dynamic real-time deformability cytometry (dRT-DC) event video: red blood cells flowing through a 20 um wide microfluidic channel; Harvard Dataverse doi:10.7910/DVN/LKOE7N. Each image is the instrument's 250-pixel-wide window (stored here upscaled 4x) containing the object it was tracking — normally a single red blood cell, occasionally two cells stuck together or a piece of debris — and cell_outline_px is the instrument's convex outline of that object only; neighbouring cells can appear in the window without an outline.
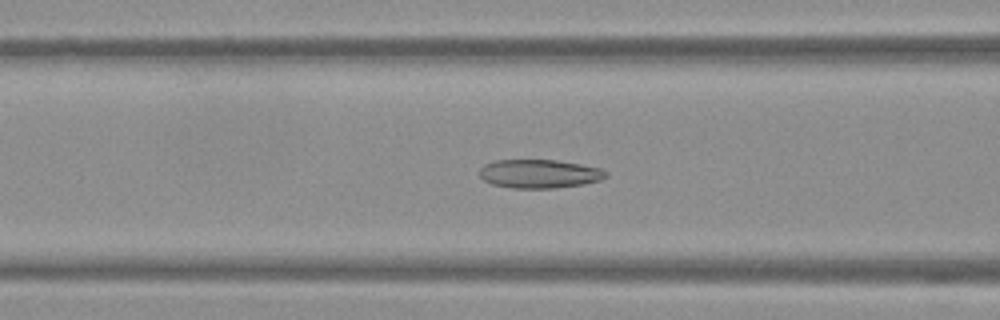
{"species": "Egyptian fruit bat (a non-hibernating species)", "species_latin": "Rousettus aegyptiacus", "temperature_condition": "warm", "stored_images_in_passage": 53, "camera_frame_rate_fps": 3000, "um_per_image_px": 0.085, "frame": {"image": 1, "passage_image": 21, "time_ms": 6.667, "image_size_px": [1000, 320], "cell_outline_px": [[608, 176], [600, 180], [584, 184], [556, 188], [512, 188], [492, 184], [484, 180], [480, 176], [480, 168], [484, 164], [496, 160], [556, 160], [580, 164], [600, 168], [608, 172]], "centroid_in_image_um": [45.86, 14.77], "position_along_channel_um": 120.7, "area_um2": 21.15}}
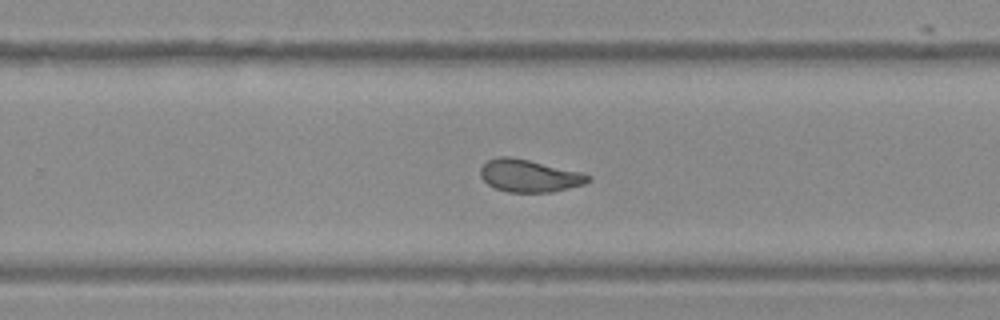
{"frame": {"image": 2, "passage_image": 34, "time_ms": 11.0, "image_size_px": [1000, 320], "cell_outline_px": [[592, 180], [584, 184], [552, 192], [508, 192], [496, 188], [488, 184], [480, 176], [480, 168], [488, 160], [500, 156], [512, 156], [580, 172], [592, 176]], "centroid_in_image_um": [44.99, 14.94], "position_along_channel_um": 284.8, "area_um2": 20.29}}
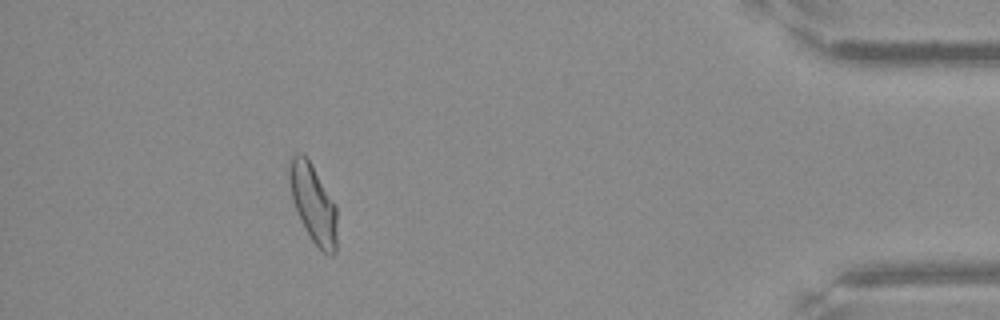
{"frame": {"image": 3, "passage_image": 48, "time_ms": 15.667, "image_size_px": [1000, 320], "cell_outline_px": [[336, 252], [332, 256], [328, 256], [312, 240], [300, 220], [292, 200], [288, 180], [288, 160], [296, 152], [304, 152], [336, 204]], "centroid_in_image_um": [26.59, 17.24], "position_along_channel_um": 408.6, "area_um2": 22.02}, "authors_computed_cell_mechanics": {"area_um2": 21.8484, "velocity_mm_per_s": 3.7865, "shape_relaxation_time_tau1_ms": null, "shape_relaxation_time_tau2_ms": 1.4606, "deformation_change_tau1": null, "deformation_change_tau2": 0.0711}}